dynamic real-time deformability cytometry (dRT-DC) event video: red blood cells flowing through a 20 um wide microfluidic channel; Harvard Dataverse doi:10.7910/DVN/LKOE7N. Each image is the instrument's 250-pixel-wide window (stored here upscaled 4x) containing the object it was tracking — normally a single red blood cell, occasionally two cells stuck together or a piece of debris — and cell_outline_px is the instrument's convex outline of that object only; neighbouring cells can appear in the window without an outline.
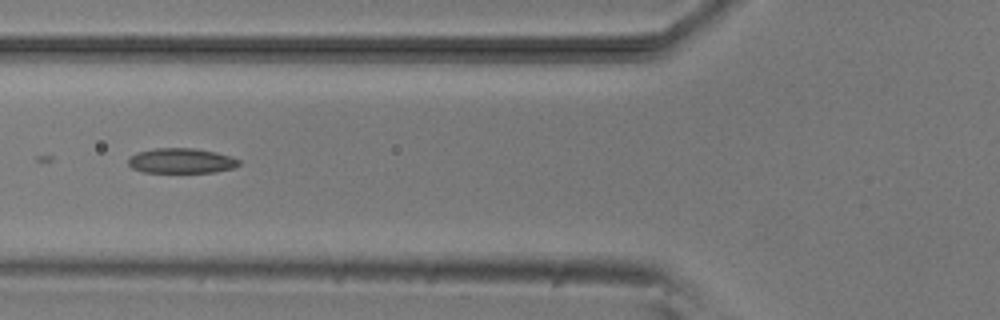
{"species": "common noctule bat (a hibernating species)", "species_latin": "Nyctalus noctula", "temperature_condition": "room temperature", "stored_images_in_passage": 9, "camera_frame_rate_fps": 3000, "um_per_image_px": 0.085, "animal": {"sex": "male", "body_mass_g": 20.5, "forearm_length_mm": 52.5}, "frame": {"image": 1, "passage_image": 5, "time_ms": 4.667, "image_size_px": [1000, 320], "cell_outline_px": [[240, 164], [232, 168], [212, 172], [144, 172], [132, 168], [128, 164], [128, 160], [136, 152], [156, 148], [196, 148], [216, 152], [232, 156], [240, 160]], "centroid_in_image_um": [15.42, 13.65], "position_along_channel_um": 110.4, "area_um2": 16.13}}
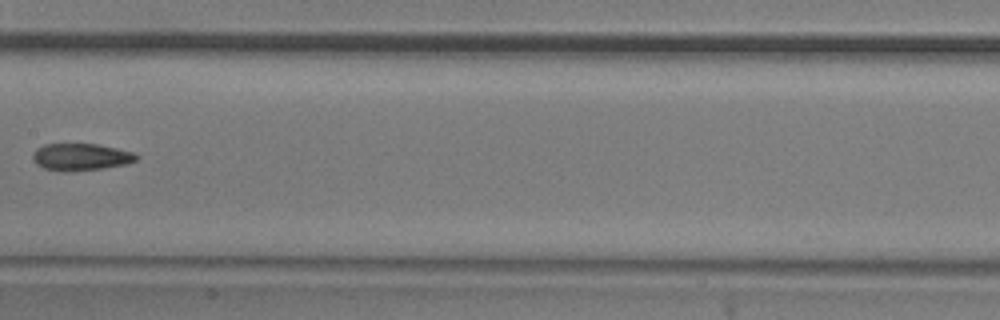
{"frame": {"image": 2, "passage_image": 7, "time_ms": 7.0, "image_size_px": [1000, 320], "cell_outline_px": [[140, 156], [136, 160], [124, 164], [104, 168], [44, 168], [36, 164], [32, 156], [36, 148], [44, 144], [96, 144], [116, 148], [132, 152]], "centroid_in_image_um": [6.9, 13.28], "position_along_channel_um": 200.5, "area_um2": 15.37}}
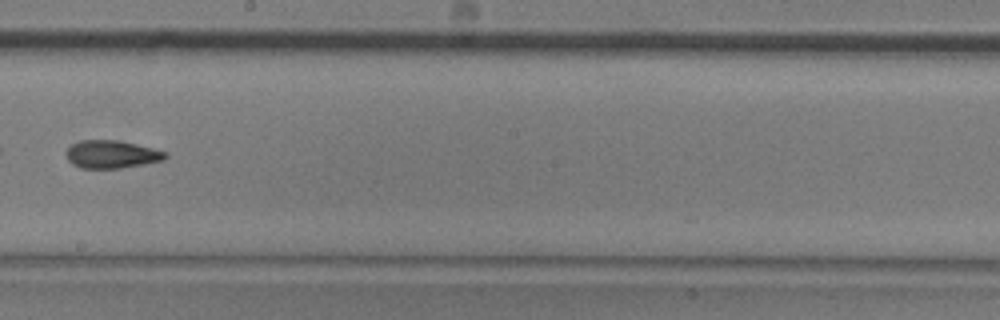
{"frame": {"image": 3, "passage_image": 8, "time_ms": 8.0, "image_size_px": [1000, 320], "cell_outline_px": [[168, 156], [164, 160], [144, 164], [120, 168], [80, 168], [72, 164], [68, 160], [64, 152], [72, 144], [80, 140], [116, 140], [136, 144], [168, 152]], "centroid_in_image_um": [9.48, 13.12], "position_along_channel_um": 238.7, "area_um2": 16.18}}